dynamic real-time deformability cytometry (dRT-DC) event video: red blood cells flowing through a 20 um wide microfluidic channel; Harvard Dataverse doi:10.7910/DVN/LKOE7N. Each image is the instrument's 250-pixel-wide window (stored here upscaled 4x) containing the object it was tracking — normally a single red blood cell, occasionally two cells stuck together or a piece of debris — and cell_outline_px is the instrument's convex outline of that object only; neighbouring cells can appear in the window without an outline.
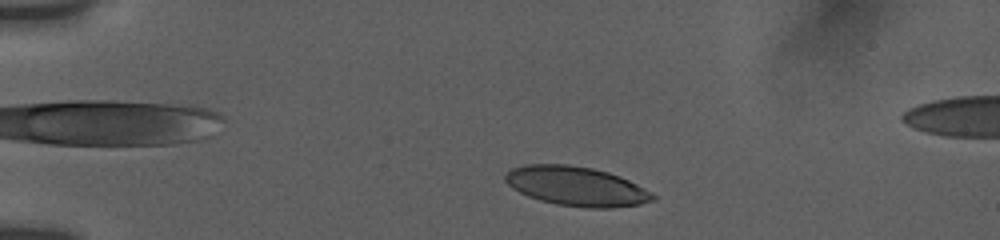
{"species": "human", "species_latin": "Homo sapiens", "temperature_condition": "room temperature", "stored_images_in_passage": 14, "camera_frame_rate_fps": 3000, "um_per_image_px": 0.085, "donor": {"sex": "female"}, "frame": {"image": 1, "passage_image": 4, "time_ms": 1.667, "image_size_px": [1000, 240], "cell_outline_px": [[656, 196], [652, 200], [640, 204], [612, 208], [584, 208], [556, 204], [540, 200], [528, 196], [512, 188], [504, 180], [504, 176], [512, 168], [524, 164], [568, 164], [592, 168], [608, 172], [620, 176], [652, 192]], "centroid_in_image_um": [48.98, 15.83], "position_along_channel_um": 36.0, "area_um2": 33.87}}
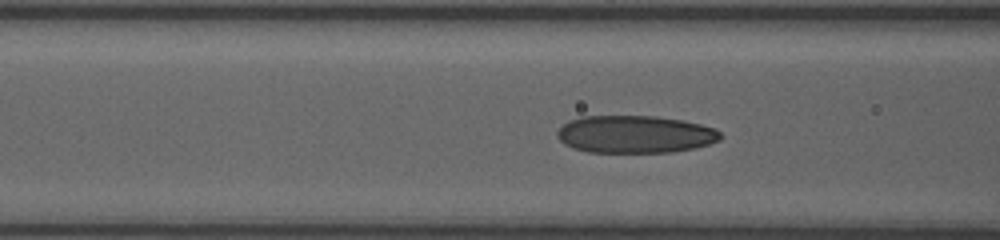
{"frame": {"image": 2, "passage_image": 11, "time_ms": 5.333, "image_size_px": [1000, 240], "cell_outline_px": [[720, 140], [708, 144], [692, 148], [672, 152], [588, 152], [572, 148], [564, 144], [556, 136], [556, 132], [568, 120], [580, 116], [656, 116], [680, 120], [700, 124], [712, 128], [720, 132]], "centroid_in_image_um": [53.91, 11.41], "position_along_channel_um": 112.7, "area_um2": 35.6}}
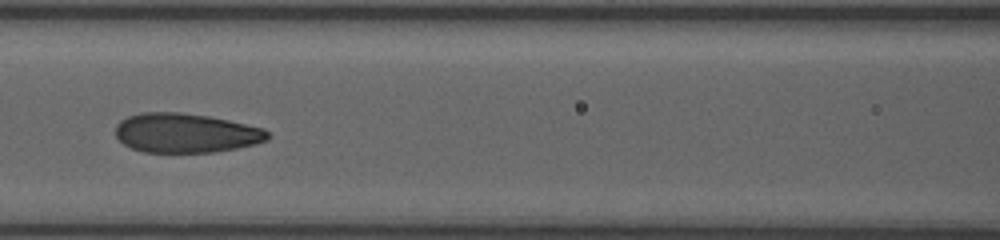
{"frame": {"image": 3, "passage_image": 13, "time_ms": 6.333, "image_size_px": [1000, 240], "cell_outline_px": [[272, 136], [268, 140], [256, 144], [236, 148], [212, 152], [144, 152], [132, 148], [124, 144], [116, 136], [116, 124], [120, 120], [128, 116], [144, 112], [180, 112], [208, 116], [228, 120], [264, 128]], "centroid_in_image_um": [15.81, 11.3], "position_along_channel_um": 150.8, "area_um2": 34.97}}